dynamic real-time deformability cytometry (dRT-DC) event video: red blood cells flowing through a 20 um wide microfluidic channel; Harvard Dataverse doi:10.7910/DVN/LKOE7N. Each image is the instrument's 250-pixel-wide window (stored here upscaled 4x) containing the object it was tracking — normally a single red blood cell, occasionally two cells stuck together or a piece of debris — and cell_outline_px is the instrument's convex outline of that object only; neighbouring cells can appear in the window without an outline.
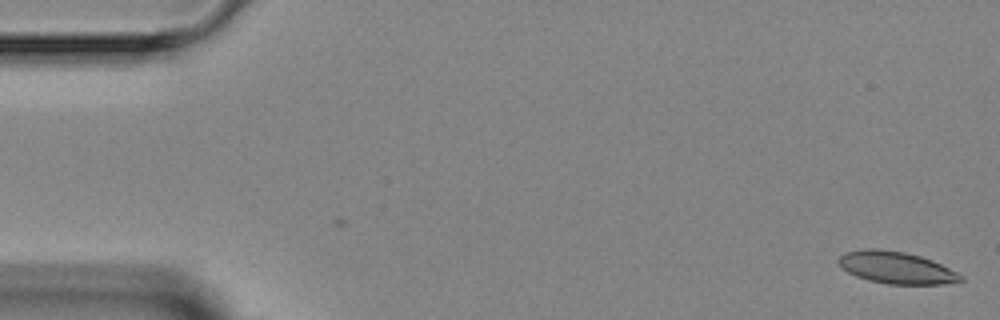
{"species": "Egyptian fruit bat (a non-hibernating species)", "species_latin": "Rousettus aegyptiacus", "temperature_condition": "room temperature", "stored_images_in_passage": 4, "camera_frame_rate_fps": 3000, "um_per_image_px": 0.085, "animal": {"sex": "female"}, "frame": {"image": 1, "passage_image": 1, "time_ms": 0.0, "image_size_px": [1000, 320], "cell_outline_px": [[964, 280], [940, 284], [888, 284], [868, 280], [856, 276], [848, 272], [836, 260], [844, 252], [868, 248], [876, 248], [904, 252], [920, 256], [932, 260], [964, 276]], "centroid_in_image_um": [76.16, 22.74], "position_along_channel_um": 8.8, "area_um2": 22.6}}
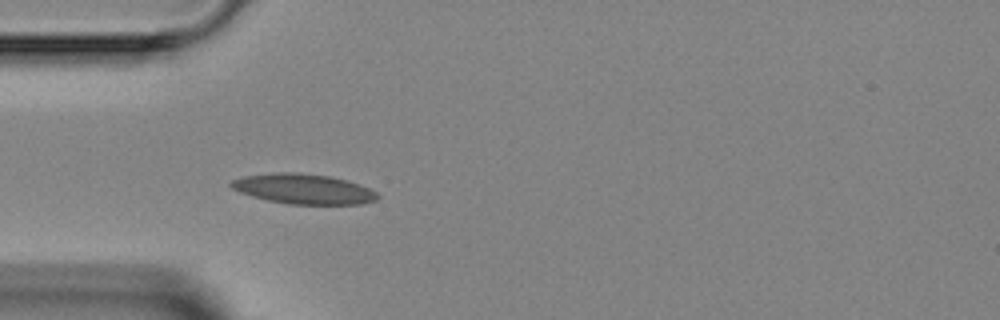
{"frame": {"image": 2, "passage_image": 4, "time_ms": 4.333, "image_size_px": [1000, 320], "cell_outline_px": [[380, 196], [376, 200], [364, 204], [288, 204], [268, 200], [252, 196], [240, 192], [232, 188], [228, 184], [232, 180], [244, 176], [276, 172], [300, 172], [328, 176], [348, 180], [360, 184], [376, 192]], "centroid_in_image_um": [25.81, 16.05], "position_along_channel_um": 59.2, "area_um2": 25.72}}